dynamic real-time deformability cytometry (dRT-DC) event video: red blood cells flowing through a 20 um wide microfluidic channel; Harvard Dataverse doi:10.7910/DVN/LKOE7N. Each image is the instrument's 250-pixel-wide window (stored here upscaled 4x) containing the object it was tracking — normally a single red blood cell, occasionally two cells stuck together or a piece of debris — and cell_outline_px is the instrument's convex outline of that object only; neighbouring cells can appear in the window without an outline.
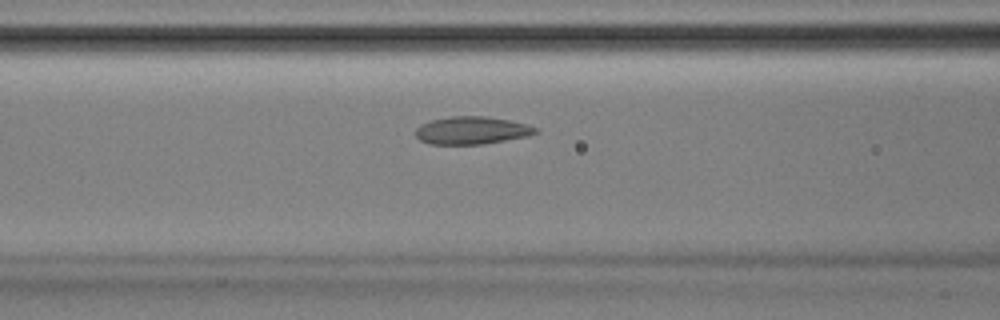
{"species": "Egyptian fruit bat (a non-hibernating species)", "species_latin": "Rousettus aegyptiacus", "temperature_condition": "room temperature", "stored_images_in_passage": 50, "camera_frame_rate_fps": 3000, "um_per_image_px": 0.085, "animal": {"sex": "male"}, "frame": {"image": 1, "passage_image": 19, "time_ms": 6.0, "image_size_px": [1000, 320], "cell_outline_px": [[540, 132], [528, 136], [480, 144], [428, 144], [420, 140], [416, 136], [416, 128], [420, 124], [432, 120], [452, 116], [484, 116], [508, 120], [528, 124], [540, 128]], "centroid_in_image_um": [40.12, 11.08], "position_along_channel_um": 126.5, "area_um2": 19.36}}
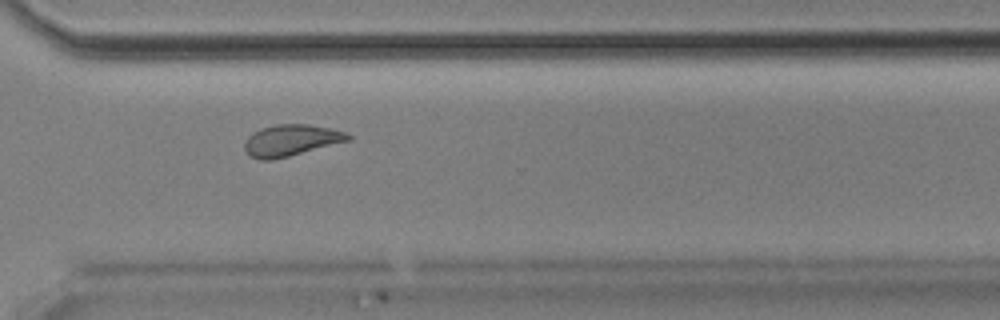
{"frame": {"image": 2, "passage_image": 36, "time_ms": 11.667, "image_size_px": [1000, 320], "cell_outline_px": [[352, 140], [272, 160], [260, 160], [252, 156], [244, 148], [244, 144], [248, 136], [252, 132], [260, 128], [276, 124], [308, 124], [328, 128], [344, 132], [352, 136]], "centroid_in_image_um": [24.73, 11.92], "position_along_channel_um": 345.9, "area_um2": 18.84}}
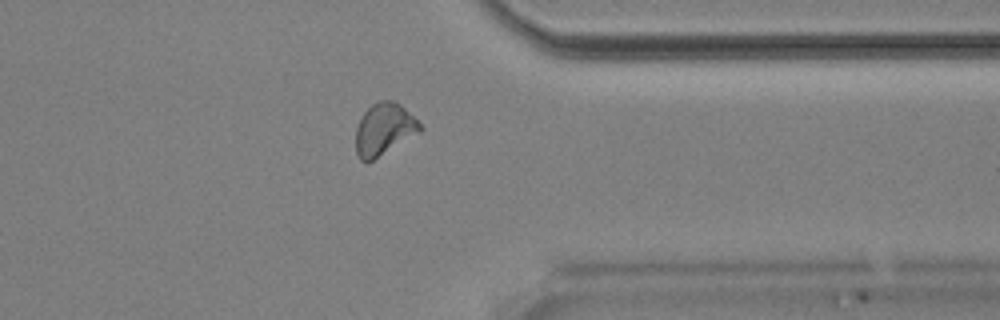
{"frame": {"image": 3, "passage_image": 39, "time_ms": 12.667, "image_size_px": [1000, 320], "cell_outline_px": [[424, 128], [420, 132], [372, 160], [360, 160], [356, 152], [356, 128], [364, 112], [372, 104], [380, 100], [392, 100], [400, 104]], "centroid_in_image_um": [32.64, 10.97], "position_along_channel_um": 378.8, "area_um2": 19.02}, "authors_computed_cell_mechanics": {"area_um2": 19.5364, "velocity_mm_per_s": 3.8761, "shape_relaxation_time_tau1_ms": null, "shape_relaxation_time_tau2_ms": 2.6474, "deformation_change_tau1": null, "deformation_change_tau2": 0.0732}}